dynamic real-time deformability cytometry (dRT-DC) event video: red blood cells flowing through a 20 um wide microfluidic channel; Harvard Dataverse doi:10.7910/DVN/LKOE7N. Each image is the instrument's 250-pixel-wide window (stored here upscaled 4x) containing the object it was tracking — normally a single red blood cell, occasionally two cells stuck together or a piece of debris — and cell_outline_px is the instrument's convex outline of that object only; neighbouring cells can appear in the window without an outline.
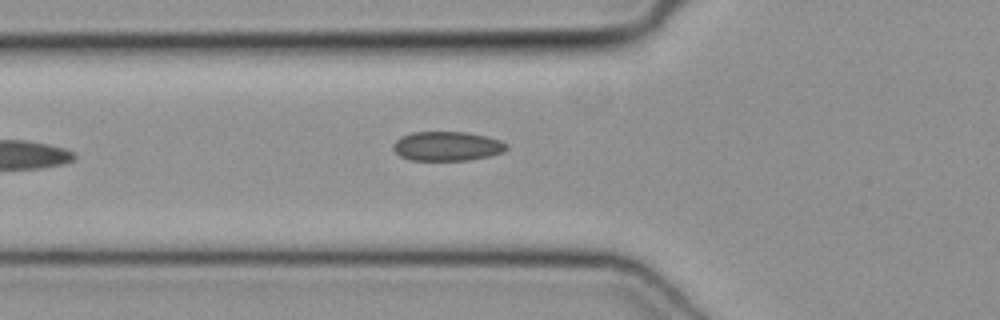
{"species": "common noctule bat (a hibernating species)", "species_latin": "Nyctalus noctula", "temperature_condition": "cold", "stored_images_in_passage": 33, "camera_frame_rate_fps": 3000, "um_per_image_px": 0.085, "animal": {"sex": "female", "body_mass_g": 19.3, "forearm_length_mm": 54.1}, "frame": {"image": 1, "passage_image": 4, "time_ms": 1.0, "image_size_px": [1000, 320], "cell_outline_px": [[508, 148], [504, 152], [488, 156], [468, 160], [412, 160], [400, 156], [392, 148], [392, 144], [400, 136], [412, 132], [468, 132], [488, 136], [500, 140], [508, 144]], "centroid_in_image_um": [38.01, 12.41], "position_along_channel_um": 87.8, "area_um2": 19.54}}
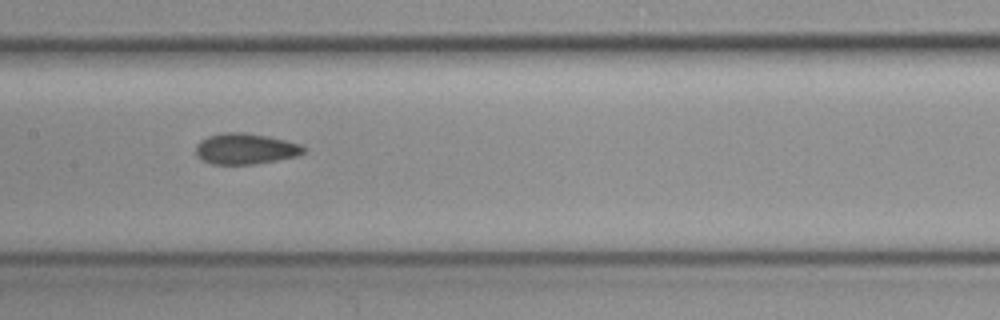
{"frame": {"image": 2, "passage_image": 11, "time_ms": 3.333, "image_size_px": [1000, 320], "cell_outline_px": [[304, 152], [296, 156], [252, 164], [212, 164], [204, 160], [196, 152], [196, 144], [200, 140], [208, 136], [220, 132], [244, 132], [268, 136], [300, 144], [304, 148]], "centroid_in_image_um": [20.83, 12.62], "position_along_channel_um": 186.6, "area_um2": 19.13}}
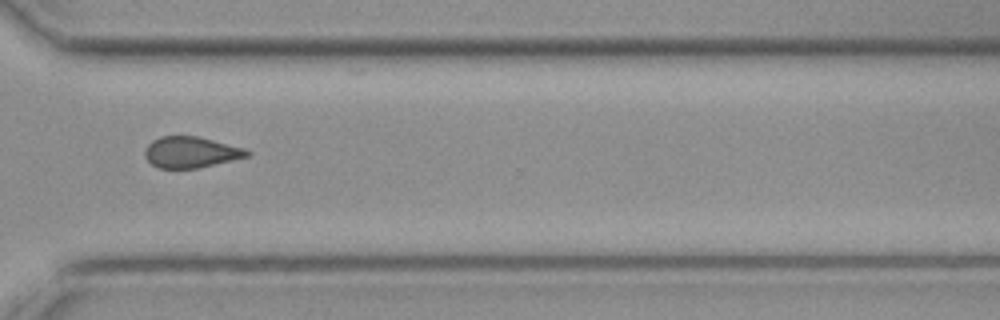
{"frame": {"image": 3, "passage_image": 23, "time_ms": 7.333, "image_size_px": [1000, 320], "cell_outline_px": [[252, 152], [248, 156], [196, 168], [160, 168], [152, 164], [144, 156], [144, 152], [148, 144], [152, 140], [160, 136], [196, 136], [244, 148]], "centroid_in_image_um": [16.19, 12.93], "position_along_channel_um": 354.4, "area_um2": 18.21}}